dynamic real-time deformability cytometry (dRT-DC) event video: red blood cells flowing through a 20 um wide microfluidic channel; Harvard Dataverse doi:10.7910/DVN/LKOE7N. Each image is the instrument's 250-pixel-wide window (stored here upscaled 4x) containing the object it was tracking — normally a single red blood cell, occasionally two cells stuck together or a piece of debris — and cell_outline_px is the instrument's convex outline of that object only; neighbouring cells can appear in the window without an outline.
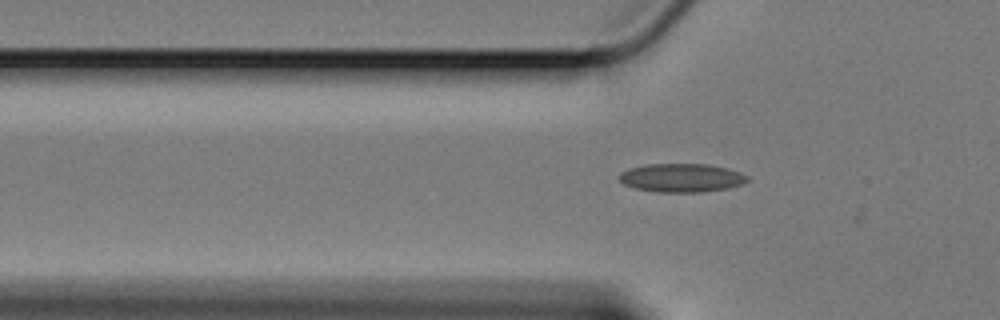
{"species": "Egyptian fruit bat (a non-hibernating species)", "species_latin": "Rousettus aegyptiacus", "temperature_condition": "cold", "stored_images_in_passage": 36, "camera_frame_rate_fps": 3000, "um_per_image_px": 0.085, "animal": {"sex": "female"}, "frame": {"image": 1, "passage_image": 2, "time_ms": 0.333, "image_size_px": [1000, 320], "cell_outline_px": [[752, 180], [728, 188], [700, 192], [656, 192], [636, 188], [624, 184], [616, 176], [620, 172], [628, 168], [648, 164], [708, 164], [728, 168], [740, 172], [748, 176]], "centroid_in_image_um": [57.93, 15.11], "position_along_channel_um": 67.9, "area_um2": 21.5}}
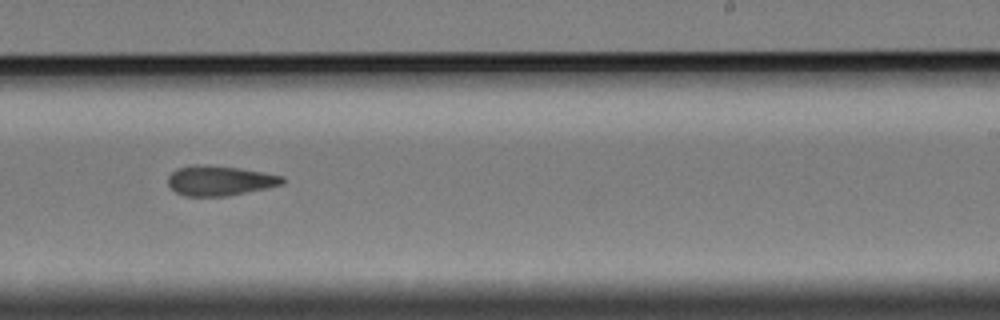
{"frame": {"image": 2, "passage_image": 20, "time_ms": 6.333, "image_size_px": [1000, 320], "cell_outline_px": [[284, 184], [228, 196], [184, 196], [176, 192], [168, 184], [168, 176], [176, 168], [196, 164], [236, 168], [284, 176]], "centroid_in_image_um": [18.65, 15.36], "position_along_channel_um": 270.4, "area_um2": 19.71}}
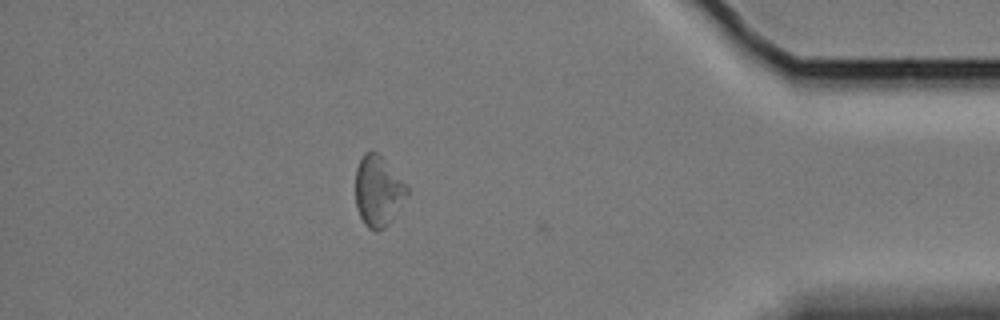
{"frame": {"image": 3, "passage_image": 35, "time_ms": 11.333, "image_size_px": [1000, 320], "cell_outline_px": [[408, 196], [392, 220], [384, 228], [376, 232], [368, 228], [364, 224], [356, 208], [356, 168], [364, 152], [372, 148], [380, 152], [408, 188]], "centroid_in_image_um": [32.14, 16.21], "position_along_channel_um": 403.1, "area_um2": 21.62}, "authors_computed_cell_mechanics": {"area_um2": 20.0277, "velocity_mm_per_s": 3.3775, "shape_relaxation_time_tau1_ms": null, "shape_relaxation_time_tau2_ms": 1.9798, "deformation_change_tau1": null, "deformation_change_tau2": 0.0858}}